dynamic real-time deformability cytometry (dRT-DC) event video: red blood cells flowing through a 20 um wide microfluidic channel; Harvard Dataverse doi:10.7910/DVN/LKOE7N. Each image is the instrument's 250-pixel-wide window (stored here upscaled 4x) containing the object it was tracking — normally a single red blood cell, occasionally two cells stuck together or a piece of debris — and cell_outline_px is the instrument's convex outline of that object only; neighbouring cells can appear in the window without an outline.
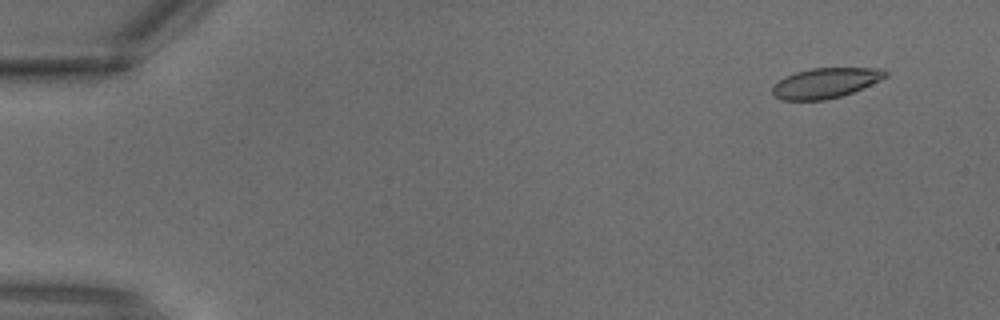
{"species": "common noctule bat (a hibernating species)", "species_latin": "Nyctalus noctula", "temperature_condition": "warm", "stored_images_in_passage": 3, "camera_frame_rate_fps": 3000, "um_per_image_px": 0.085, "animal": {"sex": "male", "body_mass_g": 18.8}, "frame": {"image": 1, "passage_image": 1, "time_ms": 0.0, "image_size_px": [1000, 320], "cell_outline_px": [[888, 76], [880, 80], [852, 92], [840, 96], [824, 100], [780, 100], [772, 92], [772, 88], [784, 76], [796, 72], [812, 68], [884, 68], [888, 72]], "centroid_in_image_um": [70.18, 7.04], "position_along_channel_um": 14.8, "area_um2": 19.71}}
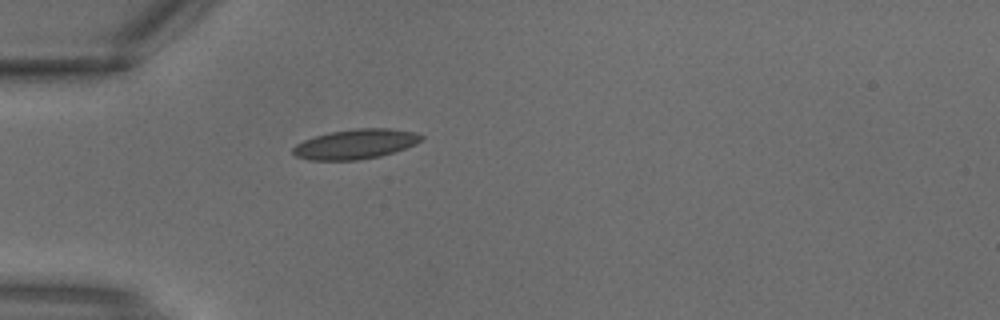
{"frame": {"image": 2, "passage_image": 3, "time_ms": 0.667, "image_size_px": [1000, 320], "cell_outline_px": [[424, 136], [416, 144], [380, 156], [356, 160], [308, 160], [296, 156], [292, 152], [292, 148], [296, 144], [304, 140], [316, 136], [332, 132], [356, 128], [388, 128], [416, 132]], "centroid_in_image_um": [30.21, 12.24], "position_along_channel_um": 54.8, "area_um2": 22.08}}